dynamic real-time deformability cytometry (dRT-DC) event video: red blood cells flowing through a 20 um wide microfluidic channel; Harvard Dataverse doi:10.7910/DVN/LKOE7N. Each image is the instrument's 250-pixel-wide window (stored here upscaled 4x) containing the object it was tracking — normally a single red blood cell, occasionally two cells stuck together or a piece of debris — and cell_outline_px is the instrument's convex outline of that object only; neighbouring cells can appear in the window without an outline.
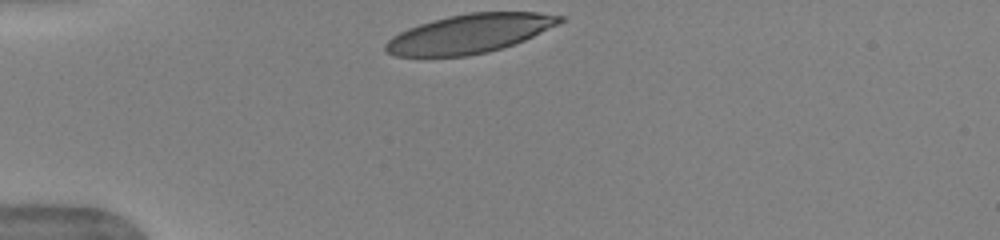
{"species": "human", "species_latin": "Homo sapiens", "temperature_condition": "warm", "stored_images_in_passage": 24, "camera_frame_rate_fps": 3000, "um_per_image_px": 0.085, "donor": {"sex": "female"}, "frame": {"image": 1, "passage_image": 1, "time_ms": 0.0, "image_size_px": [1000, 240], "cell_outline_px": [[564, 20], [524, 40], [488, 52], [468, 56], [396, 56], [388, 52], [384, 48], [384, 44], [392, 36], [408, 28], [432, 20], [448, 16], [468, 12], [536, 12], [564, 16]], "centroid_in_image_um": [39.88, 2.85], "position_along_channel_um": 45.1, "area_um2": 39.13}}
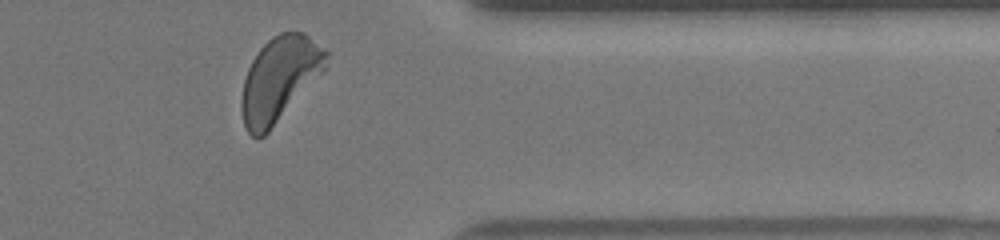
{"frame": {"image": 2, "passage_image": 24, "time_ms": 7.667, "image_size_px": [1000, 240], "cell_outline_px": [[328, 56], [324, 72], [268, 132], [264, 136], [256, 140], [248, 132], [244, 124], [240, 108], [240, 104], [244, 80], [248, 68], [252, 60], [260, 48], [272, 36], [280, 32], [292, 28], [304, 32], [324, 48], [328, 52]], "centroid_in_image_um": [23.76, 6.69], "position_along_channel_um": 387.6, "area_um2": 42.08}, "authors_computed_cell_mechanics": {"area_um2": 41.2403, "velocity_mm_per_s": 3.9409, "shape_relaxation_time_tau1_ms": 2.8346, "shape_relaxation_time_tau2_ms": 0.7468, "deformation_change_tau1": 0.1629, "deformation_change_tau2": 0.0798}}